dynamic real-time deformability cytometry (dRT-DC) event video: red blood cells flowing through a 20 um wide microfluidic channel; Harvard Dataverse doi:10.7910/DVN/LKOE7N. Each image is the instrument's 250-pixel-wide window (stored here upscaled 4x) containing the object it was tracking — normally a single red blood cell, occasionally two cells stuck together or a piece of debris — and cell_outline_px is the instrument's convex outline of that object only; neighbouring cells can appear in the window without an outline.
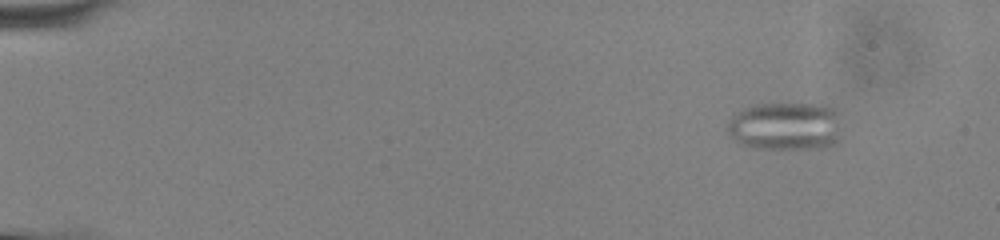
{"species": "common noctule bat (a hibernating species)", "species_latin": "Nyctalus noctula", "temperature_condition": "cold", "stored_images_in_passage": 49, "camera_frame_rate_fps": 3000, "um_per_image_px": 0.085, "animal": {"sex": "male", "body_mass_g": 13.0, "forearm_length_mm": 53.1}, "frame": {"image": 1, "passage_image": 1, "time_ms": 0.0, "image_size_px": [1000, 240], "cell_outline_px": [[840, 140], [832, 144], [820, 148], [752, 148], [740, 144], [728, 132], [728, 124], [732, 116], [736, 112], [752, 104], [828, 104], [836, 108], [840, 112]], "centroid_in_image_um": [66.82, 10.7], "position_along_channel_um": 18.2, "area_um2": 32.54}}
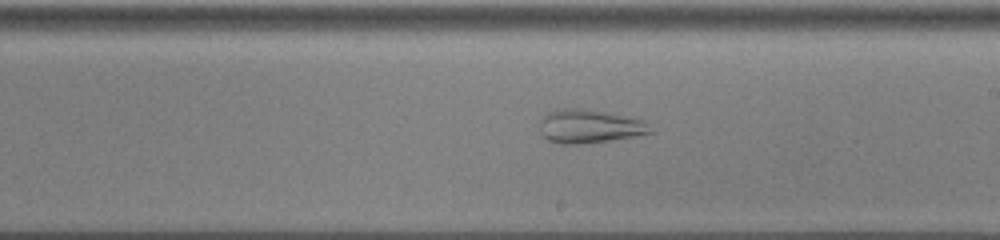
{"frame": {"image": 2, "passage_image": 28, "time_ms": 9.0, "image_size_px": [1000, 240], "cell_outline_px": [[652, 132], [636, 136], [608, 140], [576, 144], [560, 144], [548, 140], [540, 132], [540, 120], [548, 112], [556, 108], [584, 108], [644, 120]], "centroid_in_image_um": [50.04, 10.72], "position_along_channel_um": 239.0, "area_um2": 21.44}}
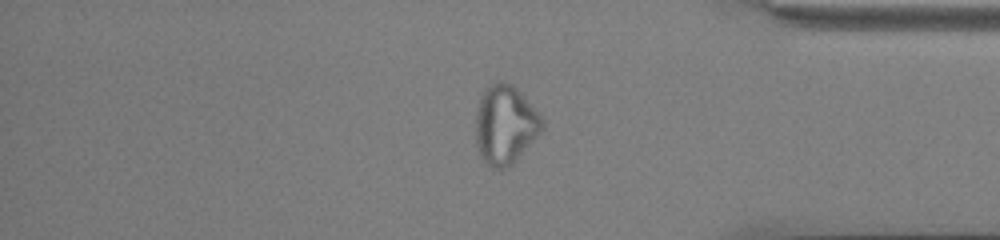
{"frame": {"image": 3, "passage_image": 41, "time_ms": 13.333, "image_size_px": [1000, 240], "cell_outline_px": [[544, 128], [512, 164], [504, 168], [488, 168], [484, 164], [480, 156], [476, 144], [476, 112], [484, 88], [488, 84], [496, 80], [504, 80], [512, 84], [544, 120]], "centroid_in_image_um": [42.9, 10.6], "position_along_channel_um": 392.3, "area_um2": 30.58}}